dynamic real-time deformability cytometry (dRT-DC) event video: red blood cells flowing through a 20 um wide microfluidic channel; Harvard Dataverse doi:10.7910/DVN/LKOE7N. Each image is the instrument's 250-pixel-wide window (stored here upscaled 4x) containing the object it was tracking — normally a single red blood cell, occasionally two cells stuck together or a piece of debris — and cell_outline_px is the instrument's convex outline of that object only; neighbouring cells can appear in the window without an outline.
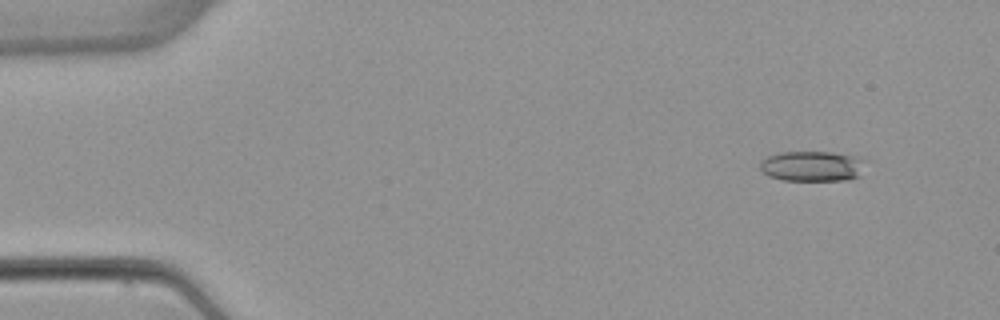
{"species": "common noctule bat (a hibernating species)", "species_latin": "Nyctalus noctula", "temperature_condition": "warm", "stored_images_in_passage": 5, "camera_frame_rate_fps": 3000, "um_per_image_px": 0.085, "animal": {"sex": "female", "body_mass_g": 22.7, "forearm_length_mm": 54.2}, "frame": {"image": 1, "passage_image": 2, "time_ms": 1.333, "image_size_px": [1000, 320], "cell_outline_px": [[868, 160], [860, 176], [848, 180], [784, 180], [768, 176], [760, 168], [760, 160], [768, 156], [780, 152], [832, 152], [856, 156]], "centroid_in_image_um": [69.09, 14.12], "position_along_channel_um": 15.9, "area_um2": 18.9}}
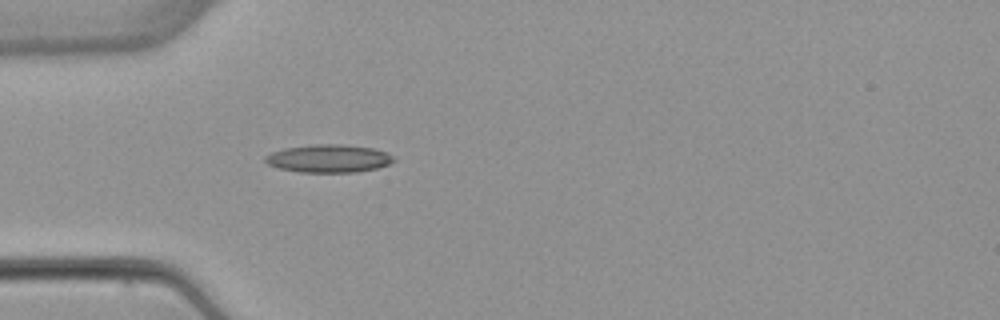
{"frame": {"image": 2, "passage_image": 5, "time_ms": 5.0, "image_size_px": [1000, 320], "cell_outline_px": [[396, 160], [388, 164], [376, 168], [356, 172], [300, 172], [280, 168], [268, 164], [264, 160], [264, 156], [272, 152], [284, 148], [312, 144], [340, 144], [372, 148], [384, 152], [392, 156]], "centroid_in_image_um": [27.9, 13.47], "position_along_channel_um": 57.1, "area_um2": 20.75}}